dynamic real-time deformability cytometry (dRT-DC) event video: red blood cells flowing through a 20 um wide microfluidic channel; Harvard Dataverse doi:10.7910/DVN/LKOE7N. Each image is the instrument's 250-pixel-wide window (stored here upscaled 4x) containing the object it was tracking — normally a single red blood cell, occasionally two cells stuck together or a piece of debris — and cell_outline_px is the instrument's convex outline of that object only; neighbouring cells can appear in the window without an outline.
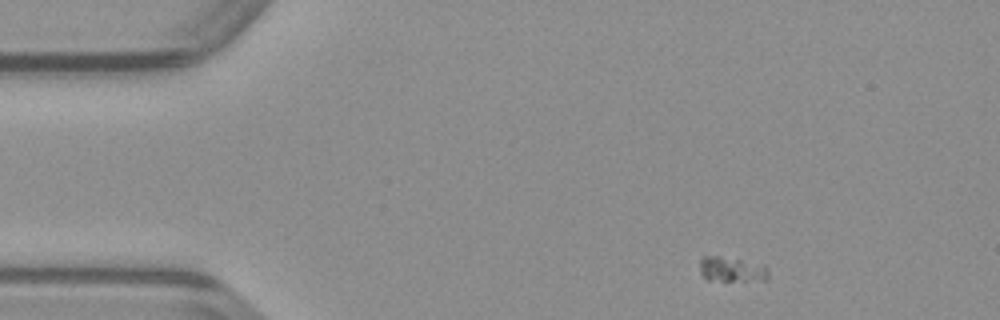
{"species": "common noctule bat (a hibernating species)", "species_latin": "Nyctalus noctula", "temperature_condition": "warm", "stored_images_in_passage": 44, "camera_frame_rate_fps": 3000, "um_per_image_px": 0.085, "animal": {"sex": "male", "body_mass_g": 23.1, "forearm_length_mm": 52.7}, "frame": {"image": 1, "passage_image": 1, "time_ms": 0.0, "image_size_px": [1000, 320], "cell_outline_px": [[768, 280], [708, 280], [700, 272], [700, 256], [720, 256], [764, 264], [768, 268]], "centroid_in_image_um": [62.21, 22.88], "position_along_channel_um": 22.8, "area_um2": 10.0}}
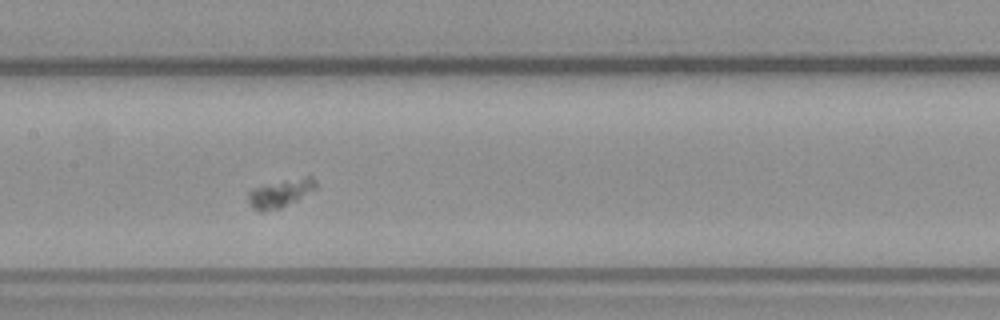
{"frame": {"image": 2, "passage_image": 18, "time_ms": 5.667, "image_size_px": [1000, 320], "cell_outline_px": [[316, 188], [296, 200], [280, 208], [264, 212], [260, 212], [252, 208], [248, 200], [248, 192], [252, 188], [304, 176], [312, 176], [316, 180]], "centroid_in_image_um": [23.81, 16.43], "position_along_channel_um": 183.6, "area_um2": 10.87}}
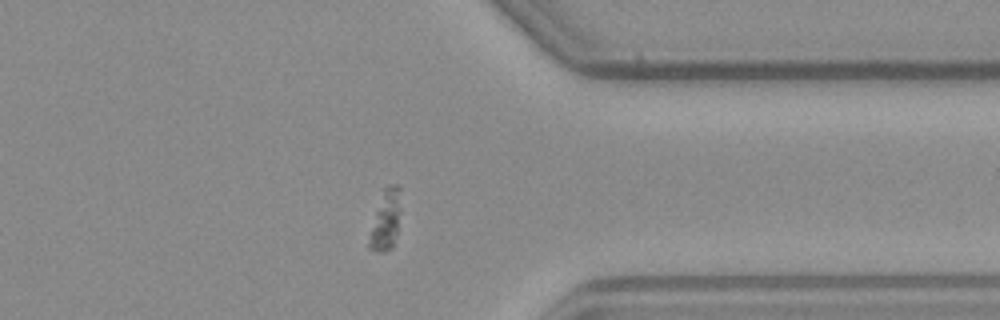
{"frame": {"image": 3, "passage_image": 33, "time_ms": 10.667, "image_size_px": [1000, 320], "cell_outline_px": [[400, 208], [396, 232], [392, 248], [384, 252], [376, 252], [368, 248], [368, 244], [376, 212], [384, 188], [392, 184], [396, 184], [400, 188]], "centroid_in_image_um": [32.8, 18.72], "position_along_channel_um": 378.6, "area_um2": 10.58}}